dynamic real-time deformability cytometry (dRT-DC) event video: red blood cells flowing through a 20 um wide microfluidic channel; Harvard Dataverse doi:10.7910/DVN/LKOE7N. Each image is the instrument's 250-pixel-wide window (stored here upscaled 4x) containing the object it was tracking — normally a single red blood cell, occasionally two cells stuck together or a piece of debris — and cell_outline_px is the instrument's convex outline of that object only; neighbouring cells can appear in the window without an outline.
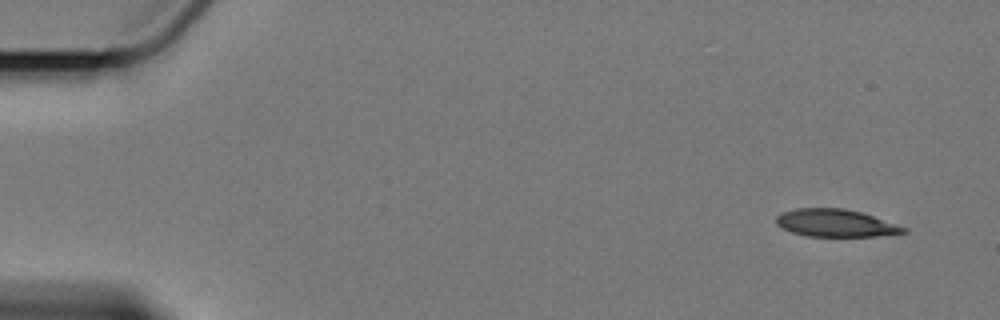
{"species": "Egyptian fruit bat (a non-hibernating species)", "species_latin": "Rousettus aegyptiacus", "temperature_condition": "cold", "stored_images_in_passage": 6, "segment_of_instrument_passage": [1, 2], "camera_frame_rate_fps": 3000, "um_per_image_px": 0.085, "animal": {"sex": "female"}, "frame": {"image": 1, "passage_image": 1, "time_ms": 0.0, "image_size_px": [1000, 320], "cell_outline_px": [[908, 232], [876, 236], [808, 236], [792, 232], [776, 224], [776, 216], [784, 212], [796, 208], [844, 208], [860, 212], [908, 228]], "centroid_in_image_um": [71.03, 18.96], "position_along_channel_um": 14.0, "area_um2": 20.17}}